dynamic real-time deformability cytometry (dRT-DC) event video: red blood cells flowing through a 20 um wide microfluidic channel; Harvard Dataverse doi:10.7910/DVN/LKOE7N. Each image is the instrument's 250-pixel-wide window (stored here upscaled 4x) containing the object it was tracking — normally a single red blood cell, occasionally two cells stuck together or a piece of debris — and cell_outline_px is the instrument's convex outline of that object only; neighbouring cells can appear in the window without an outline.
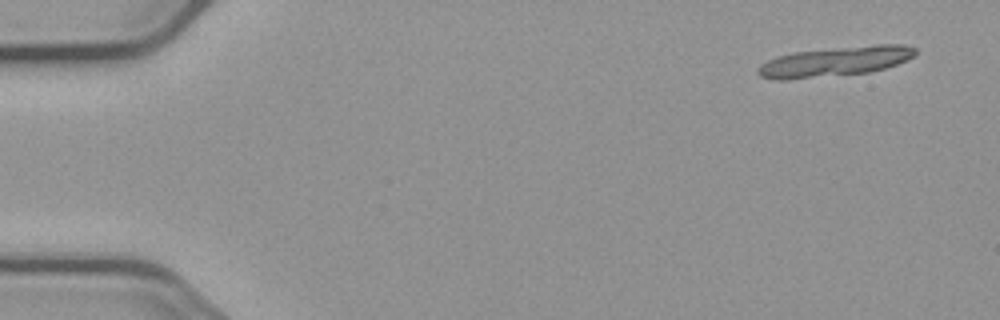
{"species": "common noctule bat (a hibernating species)", "species_latin": "Nyctalus noctula", "temperature_condition": "cold", "stored_images_in_passage": 4, "camera_frame_rate_fps": 3000, "um_per_image_px": 0.085, "animal": {"sex": "male", "body_mass_g": 23.1, "forearm_length_mm": 52.7}, "frame": {"image": 1, "passage_image": 1, "time_ms": 0.0, "image_size_px": [1000, 320], "cell_outline_px": [[916, 56], [908, 60], [884, 68], [868, 72], [788, 80], [776, 80], [760, 76], [756, 72], [756, 68], [760, 64], [768, 60], [780, 56], [796, 52], [876, 44], [904, 44], [916, 48]], "centroid_in_image_um": [70.99, 5.23], "position_along_channel_um": 14.0, "area_um2": 27.17}}